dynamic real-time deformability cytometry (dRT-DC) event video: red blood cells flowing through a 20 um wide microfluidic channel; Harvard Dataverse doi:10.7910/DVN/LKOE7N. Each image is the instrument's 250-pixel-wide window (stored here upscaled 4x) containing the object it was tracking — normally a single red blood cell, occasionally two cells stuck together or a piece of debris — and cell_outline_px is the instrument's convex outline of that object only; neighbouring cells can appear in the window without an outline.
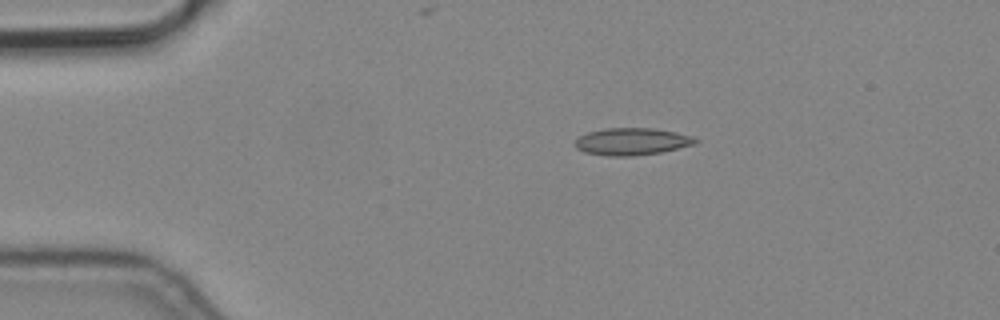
{"species": "common noctule bat (a hibernating species)", "species_latin": "Nyctalus noctula", "temperature_condition": "cold", "stored_images_in_passage": 4, "camera_frame_rate_fps": 3000, "um_per_image_px": 0.085, "animal": {"sex": "male", "body_mass_g": 19.2, "forearm_length_mm": 51.8}, "frame": {"image": 1, "passage_image": 3, "time_ms": 0.667, "image_size_px": [1000, 320], "cell_outline_px": [[700, 140], [692, 144], [660, 152], [632, 156], [608, 156], [584, 152], [576, 148], [576, 140], [580, 136], [588, 132], [604, 128], [652, 128], [676, 132], [692, 136]], "centroid_in_image_um": [53.68, 12.02], "position_along_channel_um": 31.3, "area_um2": 18.84}}